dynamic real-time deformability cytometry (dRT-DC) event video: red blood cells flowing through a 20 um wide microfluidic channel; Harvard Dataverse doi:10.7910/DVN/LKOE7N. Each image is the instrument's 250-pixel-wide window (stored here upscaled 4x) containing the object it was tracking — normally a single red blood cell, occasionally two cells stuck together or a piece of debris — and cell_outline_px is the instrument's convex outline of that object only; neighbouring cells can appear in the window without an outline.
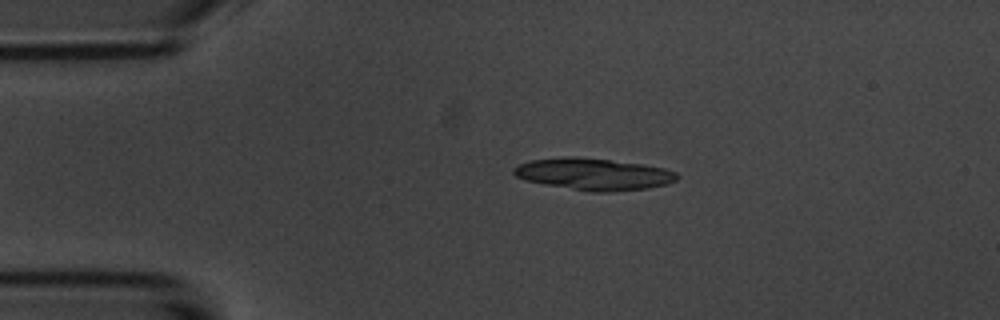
{"species": "common noctule bat (a hibernating species)", "species_latin": "Nyctalus noctula", "temperature_condition": "room temperature", "stored_images_in_passage": 6, "camera_frame_rate_fps": 3000, "um_per_image_px": 0.085, "animal": {"sex": "male", "body_mass_g": 20.1, "forearm_length_mm": 53.5}, "frame": {"image": 1, "passage_image": 3, "time_ms": 2.333, "image_size_px": [1000, 320], "cell_outline_px": [[680, 176], [676, 180], [668, 184], [648, 188], [608, 192], [592, 192], [544, 184], [524, 180], [516, 176], [512, 172], [512, 168], [520, 164], [532, 160], [560, 156], [576, 156], [644, 164], [664, 168], [676, 172]], "centroid_in_image_um": [50.46, 14.79], "position_along_channel_um": 34.5, "area_um2": 30.46}}